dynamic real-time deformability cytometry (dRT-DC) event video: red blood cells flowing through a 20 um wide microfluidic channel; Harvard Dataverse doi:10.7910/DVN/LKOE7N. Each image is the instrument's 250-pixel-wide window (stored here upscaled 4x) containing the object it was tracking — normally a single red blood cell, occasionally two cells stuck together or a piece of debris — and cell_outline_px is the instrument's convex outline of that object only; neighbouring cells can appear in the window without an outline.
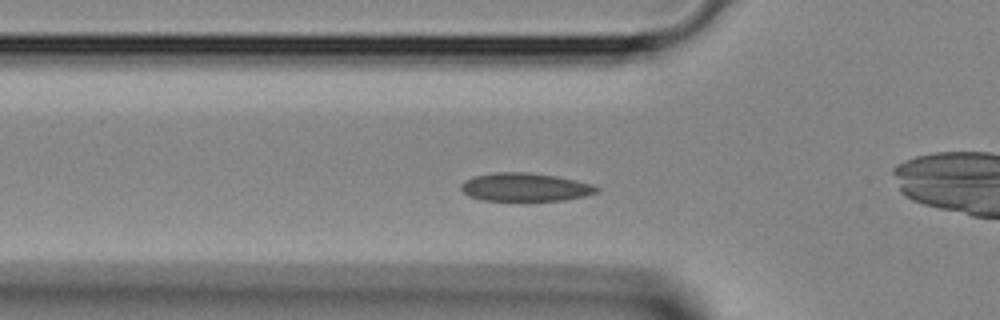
{"species": "Egyptian fruit bat (a non-hibernating species)", "species_latin": "Rousettus aegyptiacus", "temperature_condition": "room temperature", "stored_images_in_passage": 34, "camera_frame_rate_fps": 3000, "um_per_image_px": 0.085, "animal": {"sex": "female"}, "frame": {"image": 1, "passage_image": 6, "time_ms": 1.667, "image_size_px": [1000, 320], "cell_outline_px": [[600, 188], [596, 192], [584, 196], [564, 200], [484, 200], [468, 196], [460, 188], [460, 184], [464, 180], [476, 176], [496, 172], [528, 172], [556, 176], [576, 180], [592, 184]], "centroid_in_image_um": [44.62, 15.9], "position_along_channel_um": 81.2, "area_um2": 22.2}}
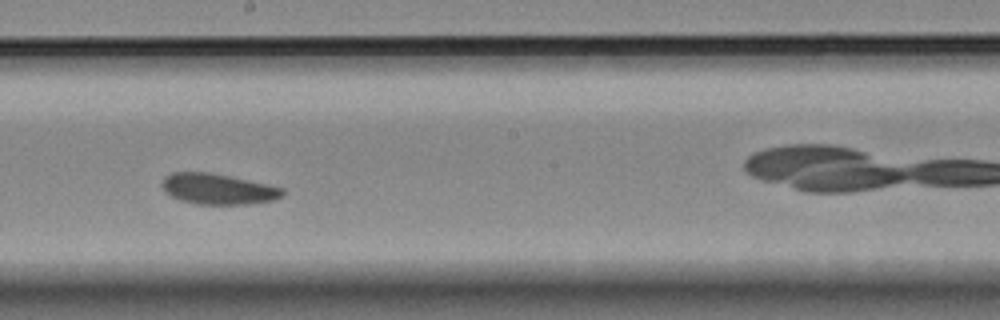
{"frame": {"image": 2, "passage_image": 15, "time_ms": 4.667, "image_size_px": [1000, 320], "cell_outline_px": [[284, 196], [276, 200], [252, 204], [196, 204], [180, 200], [164, 192], [160, 184], [164, 176], [172, 172], [208, 172], [228, 176], [284, 188]], "centroid_in_image_um": [18.51, 16.07], "position_along_channel_um": 229.7, "area_um2": 21.68}}
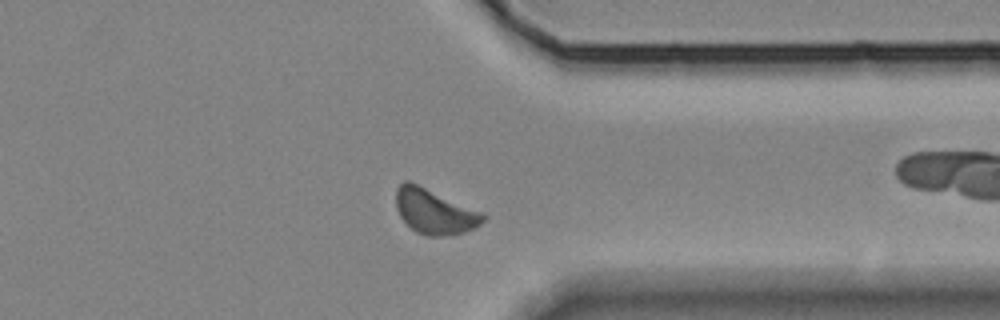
{"frame": {"image": 3, "passage_image": 24, "time_ms": 7.667, "image_size_px": [1000, 320], "cell_outline_px": [[488, 216], [476, 228], [464, 232], [436, 236], [428, 236], [416, 232], [400, 216], [396, 208], [396, 188], [404, 180], [408, 180], [484, 212]], "centroid_in_image_um": [36.95, 17.96], "position_along_channel_um": 374.4, "area_um2": 22.83}}